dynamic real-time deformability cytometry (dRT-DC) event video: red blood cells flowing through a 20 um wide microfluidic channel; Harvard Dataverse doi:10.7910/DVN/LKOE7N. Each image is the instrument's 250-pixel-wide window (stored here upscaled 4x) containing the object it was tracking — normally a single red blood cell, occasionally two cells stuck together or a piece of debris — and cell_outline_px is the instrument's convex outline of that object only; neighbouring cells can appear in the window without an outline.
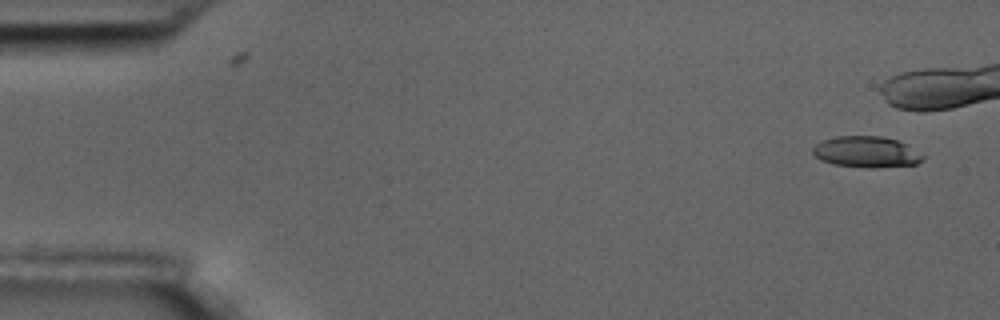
{"species": "common noctule bat (a hibernating species)", "species_latin": "Nyctalus noctula", "temperature_condition": "room temperature", "stored_images_in_passage": 6, "camera_frame_rate_fps": 3000, "um_per_image_px": 0.085, "animal": {"sex": "male", "body_mass_g": 17.5, "forearm_length_mm": 52.3}, "frame": {"image": 1, "passage_image": 1, "time_ms": 0.0, "image_size_px": [1000, 320], "cell_outline_px": [[924, 160], [916, 164], [876, 168], [868, 168], [832, 164], [820, 160], [812, 152], [812, 148], [816, 144], [824, 140], [836, 136], [880, 136], [896, 140], [904, 144], [924, 156]], "centroid_in_image_um": [73.61, 12.93], "position_along_channel_um": 11.4, "area_um2": 19.83}}